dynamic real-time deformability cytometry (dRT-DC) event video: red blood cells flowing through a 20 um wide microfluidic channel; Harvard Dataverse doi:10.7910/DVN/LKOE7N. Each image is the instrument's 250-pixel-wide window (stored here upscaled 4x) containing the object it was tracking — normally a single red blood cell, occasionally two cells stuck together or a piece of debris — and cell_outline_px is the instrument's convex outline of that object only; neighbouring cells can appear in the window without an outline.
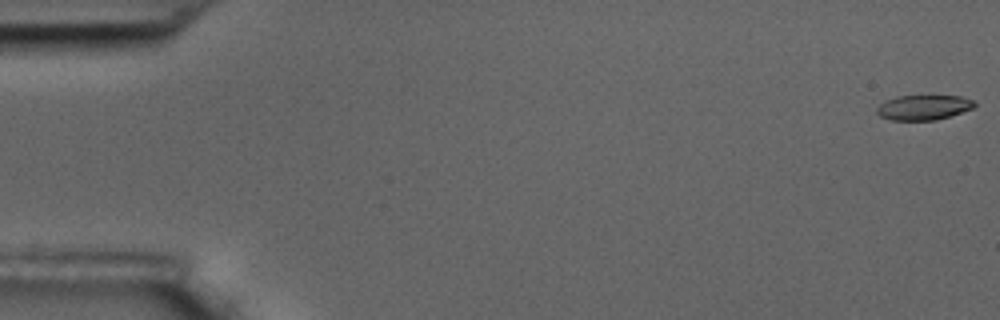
{"species": "common noctule bat (a hibernating species)", "species_latin": "Nyctalus noctula", "temperature_condition": "room temperature", "stored_images_in_passage": 59, "camera_frame_rate_fps": 3000, "um_per_image_px": 0.085, "animal": {"sex": "male", "body_mass_g": 17.5, "forearm_length_mm": 52.3}, "frame": {"image": 1, "passage_image": 1, "time_ms": 0.0, "image_size_px": [1000, 320], "cell_outline_px": [[976, 104], [972, 108], [936, 120], [892, 120], [880, 116], [876, 112], [876, 108], [880, 104], [896, 96], [960, 96], [972, 100]], "centroid_in_image_um": [78.47, 9.13], "position_along_channel_um": 6.5, "area_um2": 13.93}}
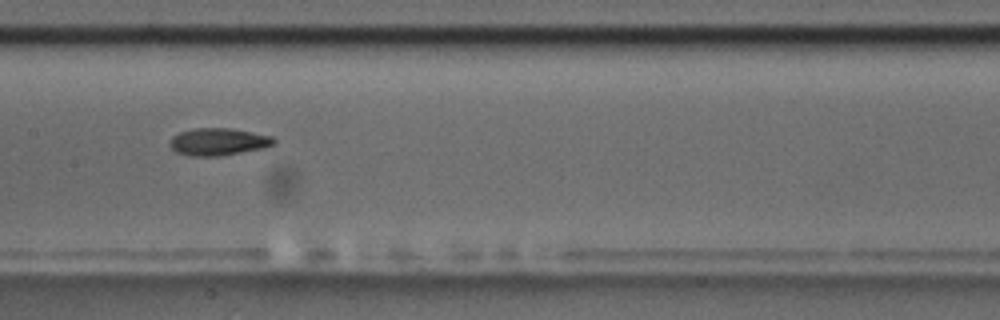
{"frame": {"image": 2, "passage_image": 30, "time_ms": 9.667, "image_size_px": [1000, 320], "cell_outline_px": [[276, 144], [264, 148], [220, 156], [192, 156], [176, 152], [168, 144], [168, 140], [172, 136], [180, 132], [192, 128], [232, 128], [272, 136], [276, 140]], "centroid_in_image_um": [18.55, 12.04], "position_along_channel_um": 188.9, "area_um2": 16.76}}
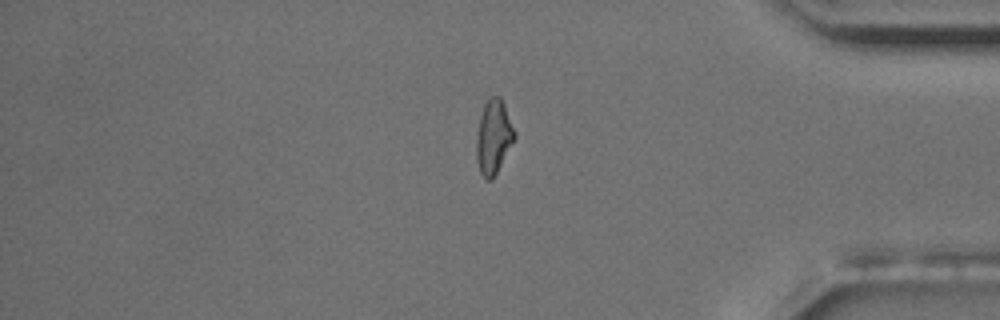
{"frame": {"image": 3, "passage_image": 50, "time_ms": 16.333, "image_size_px": [1000, 320], "cell_outline_px": [[516, 136], [492, 180], [488, 180], [480, 172], [476, 160], [476, 136], [480, 116], [484, 104], [492, 96], [500, 96], [504, 104], [516, 132]], "centroid_in_image_um": [41.94, 11.62], "position_along_channel_um": 393.3, "area_um2": 16.3}, "authors_computed_cell_mechanics": {"area_um2": 16.2996, "velocity_mm_per_s": 3.4493, "shape_relaxation_time_tau1_ms": 6.7949, "shape_relaxation_time_tau2_ms": 7.7056, "deformation_change_tau1": 0.1955, "deformation_change_tau2": 0.1511}}